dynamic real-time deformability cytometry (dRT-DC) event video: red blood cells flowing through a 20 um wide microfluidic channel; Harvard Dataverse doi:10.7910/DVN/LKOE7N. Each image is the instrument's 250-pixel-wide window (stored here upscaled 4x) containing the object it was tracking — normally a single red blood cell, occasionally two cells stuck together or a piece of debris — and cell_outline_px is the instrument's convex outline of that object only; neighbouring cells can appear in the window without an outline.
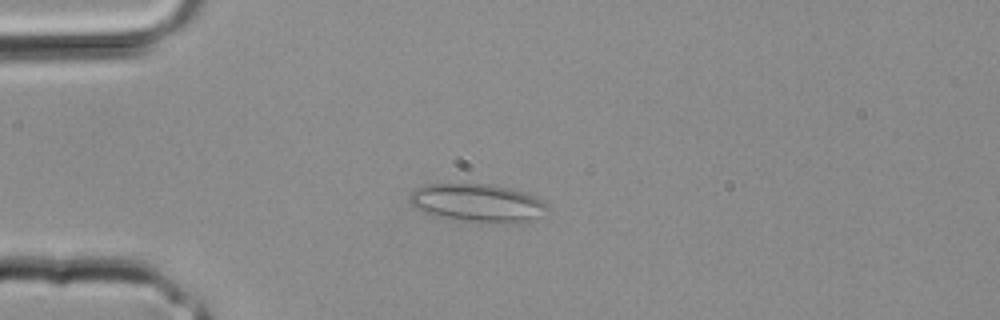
{"species": "common noctule bat (a hibernating species)", "species_latin": "Nyctalus noctula", "temperature_condition": "room temperature", "stored_images_in_passage": 33, "camera_frame_rate_fps": 3000, "um_per_image_px": 0.085, "animal": {"sex": "male", "body_mass_g": 20.4}, "frame": {"image": 1, "passage_image": 7, "time_ms": 2.0, "image_size_px": [1000, 320], "cell_outline_px": [[548, 208], [532, 220], [516, 224], [444, 220], [424, 212], [416, 208], [408, 200], [408, 196], [416, 188], [428, 184], [492, 184], [512, 188], [524, 192], [548, 204]], "centroid_in_image_um": [40.55, 17.27], "position_along_channel_um": 44.5, "area_um2": 31.04}}
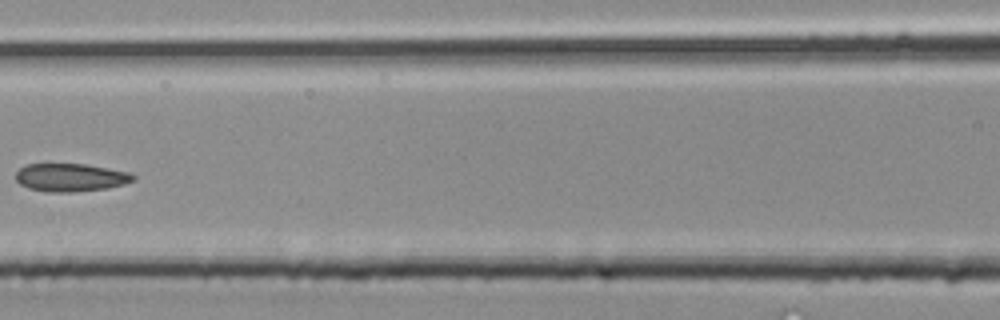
{"frame": {"image": 2, "passage_image": 14, "time_ms": 4.333, "image_size_px": [1000, 320], "cell_outline_px": [[136, 180], [124, 184], [108, 188], [72, 192], [48, 192], [28, 188], [20, 184], [16, 180], [16, 172], [20, 168], [28, 164], [84, 164], [128, 172], [136, 176]], "centroid_in_image_um": [6.0, 15.09], "position_along_channel_um": 160.6, "area_um2": 19.13}}
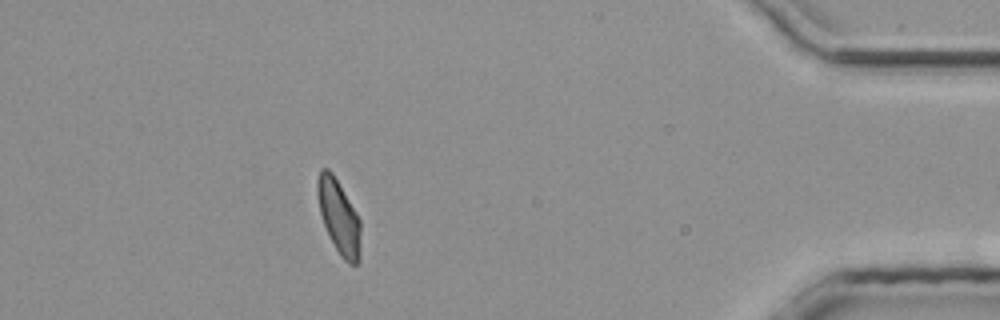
{"frame": {"image": 3, "passage_image": 29, "time_ms": 9.333, "image_size_px": [1000, 320], "cell_outline_px": [[360, 260], [356, 264], [348, 264], [340, 256], [328, 236], [320, 212], [316, 192], [316, 180], [320, 168], [328, 168], [332, 172], [356, 212], [360, 220]], "centroid_in_image_um": [28.79, 18.43], "position_along_channel_um": 406.4, "area_um2": 18.79}}